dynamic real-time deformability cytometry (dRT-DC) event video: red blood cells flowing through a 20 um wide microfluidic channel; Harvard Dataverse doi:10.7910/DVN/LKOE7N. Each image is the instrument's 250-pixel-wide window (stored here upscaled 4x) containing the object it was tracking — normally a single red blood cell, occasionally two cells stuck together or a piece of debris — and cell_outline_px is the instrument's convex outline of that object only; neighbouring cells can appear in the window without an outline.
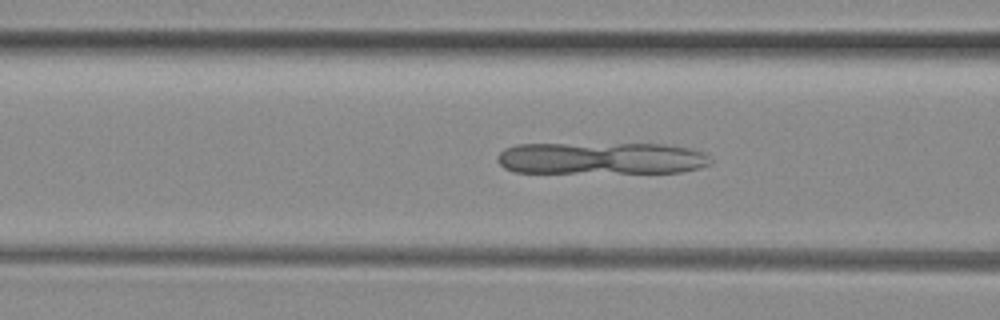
{"species": "common noctule bat (a hibernating species)", "species_latin": "Nyctalus noctula", "temperature_condition": "room temperature", "stored_images_in_passage": 45, "camera_frame_rate_fps": 3000, "um_per_image_px": 0.085, "animal": {"sex": "female", "body_mass_g": 29.2, "forearm_length_mm": 56.3}, "frame": {"image": 1, "passage_image": 14, "time_ms": 4.333, "image_size_px": [1000, 320], "cell_outline_px": [[712, 164], [700, 168], [680, 172], [516, 172], [504, 168], [496, 160], [496, 156], [504, 148], [516, 144], [664, 144], [692, 148], [704, 152], [712, 160]], "centroid_in_image_um": [51.12, 13.44], "position_along_channel_um": 115.5, "area_um2": 40.0}}